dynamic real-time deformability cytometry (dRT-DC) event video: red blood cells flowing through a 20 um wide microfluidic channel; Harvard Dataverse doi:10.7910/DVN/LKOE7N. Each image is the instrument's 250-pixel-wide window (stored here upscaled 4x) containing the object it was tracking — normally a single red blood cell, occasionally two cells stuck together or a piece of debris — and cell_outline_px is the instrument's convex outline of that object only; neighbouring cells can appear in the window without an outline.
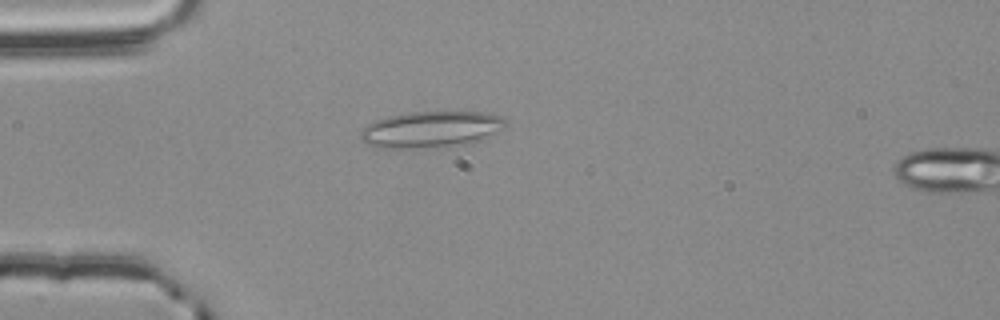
{"species": "common noctule bat (a hibernating species)", "species_latin": "Nyctalus noctula", "temperature_condition": "room temperature", "stored_images_in_passage": 7, "camera_frame_rate_fps": 3000, "um_per_image_px": 0.085, "animal": {"sex": "male", "body_mass_g": 20.4}, "frame": {"image": 1, "passage_image": 5, "time_ms": 1.333, "image_size_px": [1000, 320], "cell_outline_px": [[508, 124], [484, 140], [472, 144], [456, 148], [396, 152], [376, 148], [368, 144], [360, 136], [360, 128], [364, 124], [388, 116], [408, 112], [484, 112], [500, 116]], "centroid_in_image_um": [36.58, 11.09], "position_along_channel_um": 48.4, "area_um2": 32.77}}